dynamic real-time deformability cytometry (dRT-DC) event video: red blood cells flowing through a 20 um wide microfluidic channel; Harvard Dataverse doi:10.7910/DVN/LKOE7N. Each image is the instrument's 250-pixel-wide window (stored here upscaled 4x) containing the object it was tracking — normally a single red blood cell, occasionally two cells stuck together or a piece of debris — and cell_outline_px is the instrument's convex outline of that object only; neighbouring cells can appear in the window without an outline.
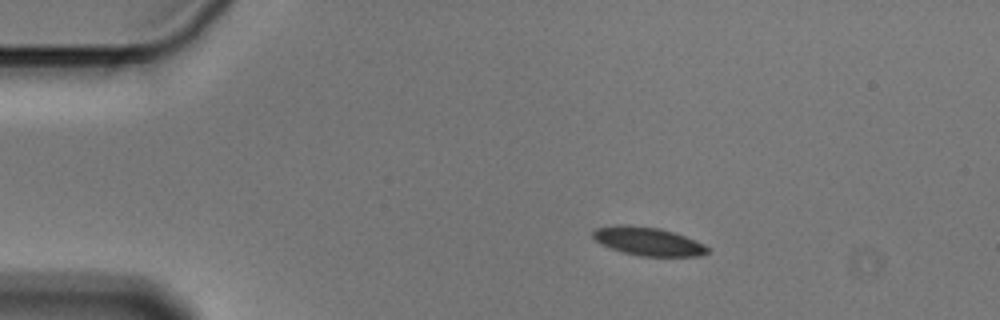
{"species": "Egyptian fruit bat (a non-hibernating species)", "species_latin": "Rousettus aegyptiacus", "temperature_condition": "cold", "stored_images_in_passage": 47, "camera_frame_rate_fps": 3000, "um_per_image_px": 0.085, "animal": {"sex": "male"}, "frame": {"image": 1, "passage_image": 1, "time_ms": 0.0, "image_size_px": [1000, 320], "cell_outline_px": [[708, 252], [700, 256], [640, 256], [624, 252], [612, 248], [596, 240], [592, 236], [592, 232], [596, 228], [616, 224], [628, 224], [660, 228], [684, 236], [704, 244], [708, 248]], "centroid_in_image_um": [55.07, 20.5], "position_along_channel_um": 29.9, "area_um2": 18.79}}
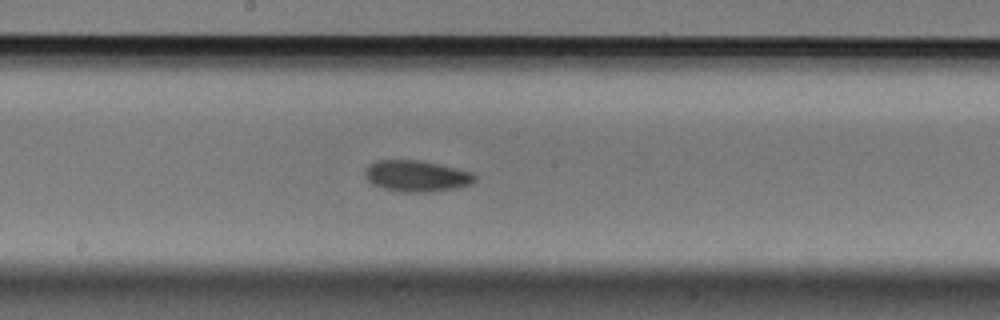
{"frame": {"image": 2, "passage_image": 21, "time_ms": 6.667, "image_size_px": [1000, 320], "cell_outline_px": [[476, 180], [472, 184], [456, 188], [432, 192], [400, 192], [384, 188], [372, 184], [364, 176], [364, 172], [368, 164], [376, 160], [420, 160], [440, 164], [472, 172], [476, 176]], "centroid_in_image_um": [35.41, 14.96], "position_along_channel_um": 212.8, "area_um2": 20.23}}
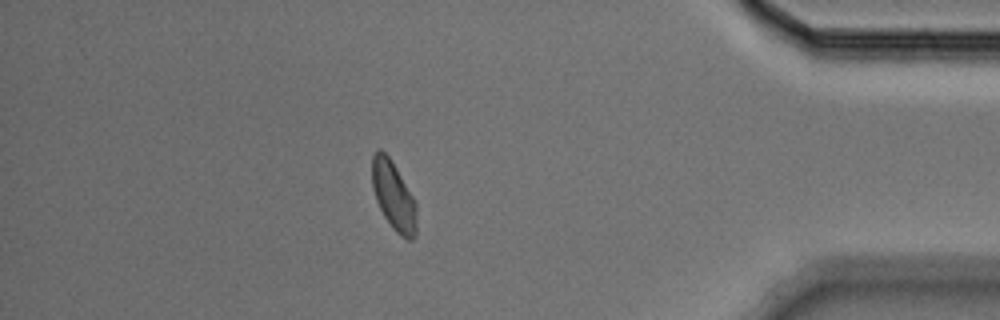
{"frame": {"image": 3, "passage_image": 40, "time_ms": 13.0, "image_size_px": [1000, 320], "cell_outline_px": [[416, 236], [412, 240], [408, 240], [400, 236], [392, 228], [384, 216], [376, 200], [372, 188], [372, 156], [376, 148], [380, 148], [388, 156], [396, 168], [412, 196], [416, 204]], "centroid_in_image_um": [33.44, 16.66], "position_along_channel_um": 401.8, "area_um2": 17.8}, "authors_computed_cell_mechanics": {"area_um2": 19.0162, "velocity_mm_per_s": 3.5745, "shape_relaxation_time_tau1_ms": 4.4141, "shape_relaxation_time_tau2_ms": 5.9767, "deformation_change_tau1": 0.0893, "deformation_change_tau2": 0.0822}}